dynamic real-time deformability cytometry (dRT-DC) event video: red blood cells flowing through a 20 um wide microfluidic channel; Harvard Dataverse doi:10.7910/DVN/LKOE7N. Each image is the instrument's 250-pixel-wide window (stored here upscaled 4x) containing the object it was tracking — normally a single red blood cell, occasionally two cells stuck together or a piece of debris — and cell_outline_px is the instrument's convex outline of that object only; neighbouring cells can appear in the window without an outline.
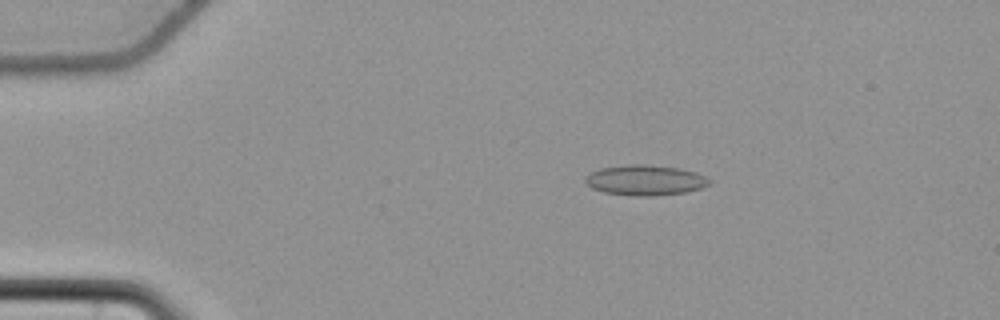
{"species": "common noctule bat (a hibernating species)", "species_latin": "Nyctalus noctula", "temperature_condition": "cold", "stored_images_in_passage": 57, "camera_frame_rate_fps": 3000, "um_per_image_px": 0.085, "animal": {"sex": "female", "body_mass_g": 22.7, "forearm_length_mm": 54.2}, "frame": {"image": 1, "passage_image": 12, "time_ms": 3.667, "image_size_px": [1000, 320], "cell_outline_px": [[712, 180], [708, 184], [700, 188], [684, 192], [652, 196], [632, 196], [604, 192], [592, 188], [584, 180], [592, 172], [600, 168], [628, 164], [644, 164], [680, 168], [696, 172]], "centroid_in_image_um": [54.85, 15.31], "position_along_channel_um": 30.2, "area_um2": 21.79}}
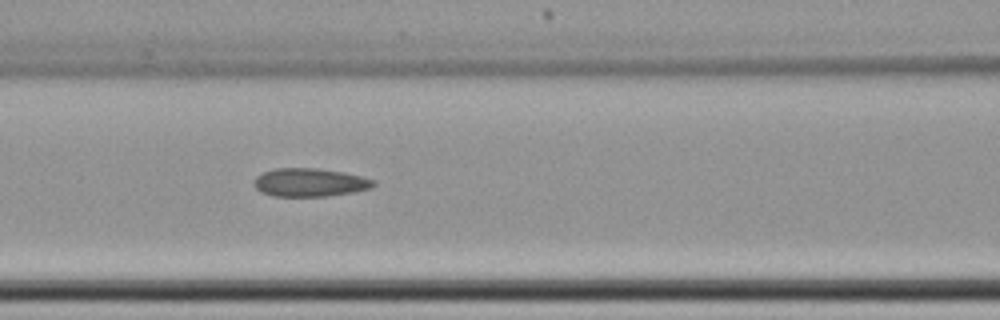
{"frame": {"image": 2, "passage_image": 26, "time_ms": 8.333, "image_size_px": [1000, 320], "cell_outline_px": [[376, 184], [372, 188], [352, 192], [328, 196], [272, 196], [260, 192], [252, 184], [256, 176], [264, 172], [276, 168], [320, 168], [344, 172], [376, 180]], "centroid_in_image_um": [26.33, 15.5], "position_along_channel_um": 140.3, "area_um2": 19.88}}
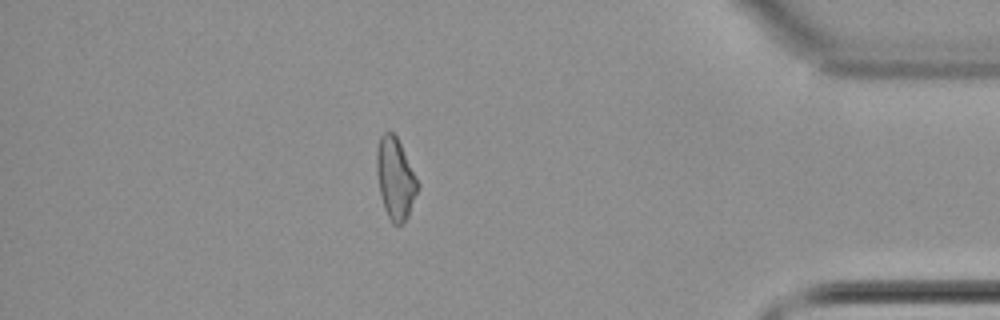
{"frame": {"image": 3, "passage_image": 50, "time_ms": 16.333, "image_size_px": [1000, 320], "cell_outline_px": [[420, 184], [408, 216], [400, 224], [392, 224], [384, 208], [380, 196], [376, 172], [376, 152], [380, 136], [384, 132], [392, 132], [396, 136]], "centroid_in_image_um": [33.58, 15.17], "position_along_channel_um": 401.6, "area_um2": 19.36}, "authors_computed_cell_mechanics": {"area_um2": 20.1144, "velocity_mm_per_s": 3.7424, "shape_relaxation_time_tau1_ms": null, "shape_relaxation_time_tau2_ms": 3.8389, "deformation_change_tau1": null, "deformation_change_tau2": 0.1114}}